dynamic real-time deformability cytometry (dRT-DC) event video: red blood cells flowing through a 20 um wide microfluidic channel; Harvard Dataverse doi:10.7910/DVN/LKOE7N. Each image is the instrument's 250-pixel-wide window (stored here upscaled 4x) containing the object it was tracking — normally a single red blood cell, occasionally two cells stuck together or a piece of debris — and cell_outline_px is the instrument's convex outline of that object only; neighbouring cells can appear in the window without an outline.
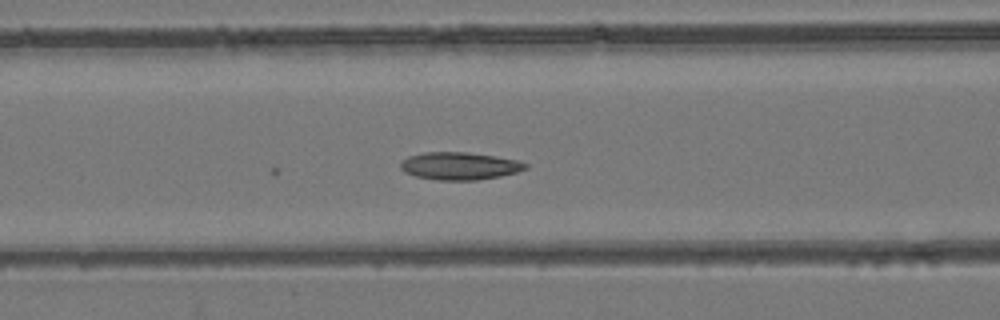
{"species": "common noctule bat (a hibernating species)", "species_latin": "Nyctalus noctula", "temperature_condition": "room temperature", "stored_images_in_passage": 8, "camera_frame_rate_fps": 3000, "um_per_image_px": 0.085, "animal": {"sex": "female", "body_mass_g": 24.6, "forearm_length_mm": 56.2}, "frame": {"image": 1, "passage_image": 8, "time_ms": 2.333, "image_size_px": [1000, 320], "cell_outline_px": [[528, 168], [516, 172], [500, 176], [476, 180], [436, 180], [416, 176], [404, 172], [400, 168], [400, 164], [408, 156], [424, 152], [468, 152], [516, 160], [528, 164]], "centroid_in_image_um": [39.04, 14.11], "position_along_channel_um": 127.6, "area_um2": 19.94}}